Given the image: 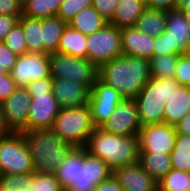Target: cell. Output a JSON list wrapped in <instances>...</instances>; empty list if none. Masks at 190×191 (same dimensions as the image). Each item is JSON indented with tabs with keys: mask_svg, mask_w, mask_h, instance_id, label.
I'll use <instances>...</instances> for the list:
<instances>
[{
	"mask_svg": "<svg viewBox=\"0 0 190 191\" xmlns=\"http://www.w3.org/2000/svg\"><path fill=\"white\" fill-rule=\"evenodd\" d=\"M170 156L172 169L190 172V136L177 134Z\"/></svg>",
	"mask_w": 190,
	"mask_h": 191,
	"instance_id": "obj_29",
	"label": "cell"
},
{
	"mask_svg": "<svg viewBox=\"0 0 190 191\" xmlns=\"http://www.w3.org/2000/svg\"><path fill=\"white\" fill-rule=\"evenodd\" d=\"M96 127L92 121L89 104L60 109L52 130L73 147H84Z\"/></svg>",
	"mask_w": 190,
	"mask_h": 191,
	"instance_id": "obj_6",
	"label": "cell"
},
{
	"mask_svg": "<svg viewBox=\"0 0 190 191\" xmlns=\"http://www.w3.org/2000/svg\"><path fill=\"white\" fill-rule=\"evenodd\" d=\"M17 87L9 72L0 75V103L6 100Z\"/></svg>",
	"mask_w": 190,
	"mask_h": 191,
	"instance_id": "obj_41",
	"label": "cell"
},
{
	"mask_svg": "<svg viewBox=\"0 0 190 191\" xmlns=\"http://www.w3.org/2000/svg\"><path fill=\"white\" fill-rule=\"evenodd\" d=\"M11 133L12 131L9 129V127L6 124L4 113L0 103V137L9 135Z\"/></svg>",
	"mask_w": 190,
	"mask_h": 191,
	"instance_id": "obj_47",
	"label": "cell"
},
{
	"mask_svg": "<svg viewBox=\"0 0 190 191\" xmlns=\"http://www.w3.org/2000/svg\"><path fill=\"white\" fill-rule=\"evenodd\" d=\"M141 127L136 101L128 98L119 102L113 114L101 126L116 135H138Z\"/></svg>",
	"mask_w": 190,
	"mask_h": 191,
	"instance_id": "obj_14",
	"label": "cell"
},
{
	"mask_svg": "<svg viewBox=\"0 0 190 191\" xmlns=\"http://www.w3.org/2000/svg\"><path fill=\"white\" fill-rule=\"evenodd\" d=\"M18 23L23 29L27 52L43 53L42 19L22 15Z\"/></svg>",
	"mask_w": 190,
	"mask_h": 191,
	"instance_id": "obj_27",
	"label": "cell"
},
{
	"mask_svg": "<svg viewBox=\"0 0 190 191\" xmlns=\"http://www.w3.org/2000/svg\"><path fill=\"white\" fill-rule=\"evenodd\" d=\"M107 24L108 22L91 6L78 12L67 25L87 36L97 32Z\"/></svg>",
	"mask_w": 190,
	"mask_h": 191,
	"instance_id": "obj_24",
	"label": "cell"
},
{
	"mask_svg": "<svg viewBox=\"0 0 190 191\" xmlns=\"http://www.w3.org/2000/svg\"><path fill=\"white\" fill-rule=\"evenodd\" d=\"M31 96L30 110L26 132L38 129H52L60 106L53 91L48 94H29Z\"/></svg>",
	"mask_w": 190,
	"mask_h": 191,
	"instance_id": "obj_13",
	"label": "cell"
},
{
	"mask_svg": "<svg viewBox=\"0 0 190 191\" xmlns=\"http://www.w3.org/2000/svg\"><path fill=\"white\" fill-rule=\"evenodd\" d=\"M84 149L106 162L112 171L139 162L138 135H116L96 127Z\"/></svg>",
	"mask_w": 190,
	"mask_h": 191,
	"instance_id": "obj_3",
	"label": "cell"
},
{
	"mask_svg": "<svg viewBox=\"0 0 190 191\" xmlns=\"http://www.w3.org/2000/svg\"><path fill=\"white\" fill-rule=\"evenodd\" d=\"M18 55L13 53L4 42H0V75L10 73Z\"/></svg>",
	"mask_w": 190,
	"mask_h": 191,
	"instance_id": "obj_37",
	"label": "cell"
},
{
	"mask_svg": "<svg viewBox=\"0 0 190 191\" xmlns=\"http://www.w3.org/2000/svg\"><path fill=\"white\" fill-rule=\"evenodd\" d=\"M33 159L23 132L0 137V176L34 173Z\"/></svg>",
	"mask_w": 190,
	"mask_h": 191,
	"instance_id": "obj_7",
	"label": "cell"
},
{
	"mask_svg": "<svg viewBox=\"0 0 190 191\" xmlns=\"http://www.w3.org/2000/svg\"><path fill=\"white\" fill-rule=\"evenodd\" d=\"M139 163L157 182L172 169L171 156L164 152H139Z\"/></svg>",
	"mask_w": 190,
	"mask_h": 191,
	"instance_id": "obj_22",
	"label": "cell"
},
{
	"mask_svg": "<svg viewBox=\"0 0 190 191\" xmlns=\"http://www.w3.org/2000/svg\"><path fill=\"white\" fill-rule=\"evenodd\" d=\"M150 78L149 59L142 57L122 54L98 67V79L123 98L134 99Z\"/></svg>",
	"mask_w": 190,
	"mask_h": 191,
	"instance_id": "obj_2",
	"label": "cell"
},
{
	"mask_svg": "<svg viewBox=\"0 0 190 191\" xmlns=\"http://www.w3.org/2000/svg\"><path fill=\"white\" fill-rule=\"evenodd\" d=\"M190 113V87L173 88L164 105L163 123L176 126Z\"/></svg>",
	"mask_w": 190,
	"mask_h": 191,
	"instance_id": "obj_20",
	"label": "cell"
},
{
	"mask_svg": "<svg viewBox=\"0 0 190 191\" xmlns=\"http://www.w3.org/2000/svg\"><path fill=\"white\" fill-rule=\"evenodd\" d=\"M146 8L145 0H120L109 23L119 28L135 26Z\"/></svg>",
	"mask_w": 190,
	"mask_h": 191,
	"instance_id": "obj_21",
	"label": "cell"
},
{
	"mask_svg": "<svg viewBox=\"0 0 190 191\" xmlns=\"http://www.w3.org/2000/svg\"><path fill=\"white\" fill-rule=\"evenodd\" d=\"M30 104L28 90L20 86L1 103L6 124L12 132H26Z\"/></svg>",
	"mask_w": 190,
	"mask_h": 191,
	"instance_id": "obj_15",
	"label": "cell"
},
{
	"mask_svg": "<svg viewBox=\"0 0 190 191\" xmlns=\"http://www.w3.org/2000/svg\"><path fill=\"white\" fill-rule=\"evenodd\" d=\"M153 56L174 55V50H169L168 37L165 32L154 39Z\"/></svg>",
	"mask_w": 190,
	"mask_h": 191,
	"instance_id": "obj_42",
	"label": "cell"
},
{
	"mask_svg": "<svg viewBox=\"0 0 190 191\" xmlns=\"http://www.w3.org/2000/svg\"><path fill=\"white\" fill-rule=\"evenodd\" d=\"M177 137L176 127L161 123L141 127L139 138L140 152L170 154L175 146Z\"/></svg>",
	"mask_w": 190,
	"mask_h": 191,
	"instance_id": "obj_12",
	"label": "cell"
},
{
	"mask_svg": "<svg viewBox=\"0 0 190 191\" xmlns=\"http://www.w3.org/2000/svg\"><path fill=\"white\" fill-rule=\"evenodd\" d=\"M187 54H190V42H189V46H188V49H187Z\"/></svg>",
	"mask_w": 190,
	"mask_h": 191,
	"instance_id": "obj_51",
	"label": "cell"
},
{
	"mask_svg": "<svg viewBox=\"0 0 190 191\" xmlns=\"http://www.w3.org/2000/svg\"><path fill=\"white\" fill-rule=\"evenodd\" d=\"M62 2L63 0H29L23 5V15L36 19L55 17Z\"/></svg>",
	"mask_w": 190,
	"mask_h": 191,
	"instance_id": "obj_28",
	"label": "cell"
},
{
	"mask_svg": "<svg viewBox=\"0 0 190 191\" xmlns=\"http://www.w3.org/2000/svg\"><path fill=\"white\" fill-rule=\"evenodd\" d=\"M123 99V96L114 87L97 79L91 87L89 99L94 126L101 127Z\"/></svg>",
	"mask_w": 190,
	"mask_h": 191,
	"instance_id": "obj_11",
	"label": "cell"
},
{
	"mask_svg": "<svg viewBox=\"0 0 190 191\" xmlns=\"http://www.w3.org/2000/svg\"><path fill=\"white\" fill-rule=\"evenodd\" d=\"M148 8L169 11L176 8V0H145Z\"/></svg>",
	"mask_w": 190,
	"mask_h": 191,
	"instance_id": "obj_45",
	"label": "cell"
},
{
	"mask_svg": "<svg viewBox=\"0 0 190 191\" xmlns=\"http://www.w3.org/2000/svg\"><path fill=\"white\" fill-rule=\"evenodd\" d=\"M91 6H93V0H63L57 17L68 24L78 12Z\"/></svg>",
	"mask_w": 190,
	"mask_h": 191,
	"instance_id": "obj_33",
	"label": "cell"
},
{
	"mask_svg": "<svg viewBox=\"0 0 190 191\" xmlns=\"http://www.w3.org/2000/svg\"><path fill=\"white\" fill-rule=\"evenodd\" d=\"M177 55L153 56L149 60L150 76L154 78L174 77Z\"/></svg>",
	"mask_w": 190,
	"mask_h": 191,
	"instance_id": "obj_31",
	"label": "cell"
},
{
	"mask_svg": "<svg viewBox=\"0 0 190 191\" xmlns=\"http://www.w3.org/2000/svg\"><path fill=\"white\" fill-rule=\"evenodd\" d=\"M0 188L4 191H31L30 174L1 175Z\"/></svg>",
	"mask_w": 190,
	"mask_h": 191,
	"instance_id": "obj_34",
	"label": "cell"
},
{
	"mask_svg": "<svg viewBox=\"0 0 190 191\" xmlns=\"http://www.w3.org/2000/svg\"><path fill=\"white\" fill-rule=\"evenodd\" d=\"M154 39L135 26L123 27L121 28L122 54L150 60L153 57Z\"/></svg>",
	"mask_w": 190,
	"mask_h": 191,
	"instance_id": "obj_19",
	"label": "cell"
},
{
	"mask_svg": "<svg viewBox=\"0 0 190 191\" xmlns=\"http://www.w3.org/2000/svg\"><path fill=\"white\" fill-rule=\"evenodd\" d=\"M52 78L71 79L93 86L98 79V67L88 58L54 52L49 54Z\"/></svg>",
	"mask_w": 190,
	"mask_h": 191,
	"instance_id": "obj_8",
	"label": "cell"
},
{
	"mask_svg": "<svg viewBox=\"0 0 190 191\" xmlns=\"http://www.w3.org/2000/svg\"><path fill=\"white\" fill-rule=\"evenodd\" d=\"M92 191H124L118 180L112 174L108 179L99 183Z\"/></svg>",
	"mask_w": 190,
	"mask_h": 191,
	"instance_id": "obj_44",
	"label": "cell"
},
{
	"mask_svg": "<svg viewBox=\"0 0 190 191\" xmlns=\"http://www.w3.org/2000/svg\"><path fill=\"white\" fill-rule=\"evenodd\" d=\"M189 0H176V8L180 9L182 6L188 3Z\"/></svg>",
	"mask_w": 190,
	"mask_h": 191,
	"instance_id": "obj_49",
	"label": "cell"
},
{
	"mask_svg": "<svg viewBox=\"0 0 190 191\" xmlns=\"http://www.w3.org/2000/svg\"><path fill=\"white\" fill-rule=\"evenodd\" d=\"M31 191H62L63 188L55 174L34 172L30 174Z\"/></svg>",
	"mask_w": 190,
	"mask_h": 191,
	"instance_id": "obj_32",
	"label": "cell"
},
{
	"mask_svg": "<svg viewBox=\"0 0 190 191\" xmlns=\"http://www.w3.org/2000/svg\"><path fill=\"white\" fill-rule=\"evenodd\" d=\"M174 79L179 83V85L190 87V55H177Z\"/></svg>",
	"mask_w": 190,
	"mask_h": 191,
	"instance_id": "obj_36",
	"label": "cell"
},
{
	"mask_svg": "<svg viewBox=\"0 0 190 191\" xmlns=\"http://www.w3.org/2000/svg\"><path fill=\"white\" fill-rule=\"evenodd\" d=\"M0 15L22 17L23 5L19 0H0Z\"/></svg>",
	"mask_w": 190,
	"mask_h": 191,
	"instance_id": "obj_39",
	"label": "cell"
},
{
	"mask_svg": "<svg viewBox=\"0 0 190 191\" xmlns=\"http://www.w3.org/2000/svg\"><path fill=\"white\" fill-rule=\"evenodd\" d=\"M67 23L59 17L42 19L43 53L57 52L60 38Z\"/></svg>",
	"mask_w": 190,
	"mask_h": 191,
	"instance_id": "obj_26",
	"label": "cell"
},
{
	"mask_svg": "<svg viewBox=\"0 0 190 191\" xmlns=\"http://www.w3.org/2000/svg\"><path fill=\"white\" fill-rule=\"evenodd\" d=\"M157 185V191H190V172L171 169Z\"/></svg>",
	"mask_w": 190,
	"mask_h": 191,
	"instance_id": "obj_30",
	"label": "cell"
},
{
	"mask_svg": "<svg viewBox=\"0 0 190 191\" xmlns=\"http://www.w3.org/2000/svg\"><path fill=\"white\" fill-rule=\"evenodd\" d=\"M119 2L120 0H93V7L109 23Z\"/></svg>",
	"mask_w": 190,
	"mask_h": 191,
	"instance_id": "obj_38",
	"label": "cell"
},
{
	"mask_svg": "<svg viewBox=\"0 0 190 191\" xmlns=\"http://www.w3.org/2000/svg\"><path fill=\"white\" fill-rule=\"evenodd\" d=\"M87 58L97 67L122 55L121 28L108 23L97 32L87 35Z\"/></svg>",
	"mask_w": 190,
	"mask_h": 191,
	"instance_id": "obj_9",
	"label": "cell"
},
{
	"mask_svg": "<svg viewBox=\"0 0 190 191\" xmlns=\"http://www.w3.org/2000/svg\"><path fill=\"white\" fill-rule=\"evenodd\" d=\"M3 42L18 56L27 53V44L24 38L23 29L19 23L9 32Z\"/></svg>",
	"mask_w": 190,
	"mask_h": 191,
	"instance_id": "obj_35",
	"label": "cell"
},
{
	"mask_svg": "<svg viewBox=\"0 0 190 191\" xmlns=\"http://www.w3.org/2000/svg\"><path fill=\"white\" fill-rule=\"evenodd\" d=\"M53 94L61 109L89 104L91 86L71 79L53 78Z\"/></svg>",
	"mask_w": 190,
	"mask_h": 191,
	"instance_id": "obj_17",
	"label": "cell"
},
{
	"mask_svg": "<svg viewBox=\"0 0 190 191\" xmlns=\"http://www.w3.org/2000/svg\"><path fill=\"white\" fill-rule=\"evenodd\" d=\"M169 50H174V55L187 54L190 42V22L180 9L166 12V29Z\"/></svg>",
	"mask_w": 190,
	"mask_h": 191,
	"instance_id": "obj_16",
	"label": "cell"
},
{
	"mask_svg": "<svg viewBox=\"0 0 190 191\" xmlns=\"http://www.w3.org/2000/svg\"><path fill=\"white\" fill-rule=\"evenodd\" d=\"M113 174L106 162L90 155L84 147H74L55 173L63 189L92 191Z\"/></svg>",
	"mask_w": 190,
	"mask_h": 191,
	"instance_id": "obj_1",
	"label": "cell"
},
{
	"mask_svg": "<svg viewBox=\"0 0 190 191\" xmlns=\"http://www.w3.org/2000/svg\"><path fill=\"white\" fill-rule=\"evenodd\" d=\"M175 127L177 134L190 136V113H188Z\"/></svg>",
	"mask_w": 190,
	"mask_h": 191,
	"instance_id": "obj_46",
	"label": "cell"
},
{
	"mask_svg": "<svg viewBox=\"0 0 190 191\" xmlns=\"http://www.w3.org/2000/svg\"><path fill=\"white\" fill-rule=\"evenodd\" d=\"M178 86L179 83L174 77L150 78L139 94L134 98L142 127L163 123L166 100L171 95L173 88H178Z\"/></svg>",
	"mask_w": 190,
	"mask_h": 191,
	"instance_id": "obj_5",
	"label": "cell"
},
{
	"mask_svg": "<svg viewBox=\"0 0 190 191\" xmlns=\"http://www.w3.org/2000/svg\"><path fill=\"white\" fill-rule=\"evenodd\" d=\"M21 17L0 15V42H3L9 32L17 25Z\"/></svg>",
	"mask_w": 190,
	"mask_h": 191,
	"instance_id": "obj_43",
	"label": "cell"
},
{
	"mask_svg": "<svg viewBox=\"0 0 190 191\" xmlns=\"http://www.w3.org/2000/svg\"><path fill=\"white\" fill-rule=\"evenodd\" d=\"M33 159L35 172L55 174L68 153L74 148L63 141L52 129L24 132Z\"/></svg>",
	"mask_w": 190,
	"mask_h": 191,
	"instance_id": "obj_4",
	"label": "cell"
},
{
	"mask_svg": "<svg viewBox=\"0 0 190 191\" xmlns=\"http://www.w3.org/2000/svg\"><path fill=\"white\" fill-rule=\"evenodd\" d=\"M165 10L146 8L138 18L135 27L151 37L159 36L166 29Z\"/></svg>",
	"mask_w": 190,
	"mask_h": 191,
	"instance_id": "obj_25",
	"label": "cell"
},
{
	"mask_svg": "<svg viewBox=\"0 0 190 191\" xmlns=\"http://www.w3.org/2000/svg\"><path fill=\"white\" fill-rule=\"evenodd\" d=\"M113 175L124 191H157L158 185L140 165L136 162L131 165L117 168Z\"/></svg>",
	"mask_w": 190,
	"mask_h": 191,
	"instance_id": "obj_18",
	"label": "cell"
},
{
	"mask_svg": "<svg viewBox=\"0 0 190 191\" xmlns=\"http://www.w3.org/2000/svg\"><path fill=\"white\" fill-rule=\"evenodd\" d=\"M87 36L67 25L60 38L57 52L73 57L87 58Z\"/></svg>",
	"mask_w": 190,
	"mask_h": 191,
	"instance_id": "obj_23",
	"label": "cell"
},
{
	"mask_svg": "<svg viewBox=\"0 0 190 191\" xmlns=\"http://www.w3.org/2000/svg\"><path fill=\"white\" fill-rule=\"evenodd\" d=\"M53 78H44L28 84L25 88L29 94H48L52 92Z\"/></svg>",
	"mask_w": 190,
	"mask_h": 191,
	"instance_id": "obj_40",
	"label": "cell"
},
{
	"mask_svg": "<svg viewBox=\"0 0 190 191\" xmlns=\"http://www.w3.org/2000/svg\"><path fill=\"white\" fill-rule=\"evenodd\" d=\"M22 5H25L29 0H19Z\"/></svg>",
	"mask_w": 190,
	"mask_h": 191,
	"instance_id": "obj_50",
	"label": "cell"
},
{
	"mask_svg": "<svg viewBox=\"0 0 190 191\" xmlns=\"http://www.w3.org/2000/svg\"><path fill=\"white\" fill-rule=\"evenodd\" d=\"M10 74L20 87H26L36 80L52 78L49 54L27 52L18 56Z\"/></svg>",
	"mask_w": 190,
	"mask_h": 191,
	"instance_id": "obj_10",
	"label": "cell"
},
{
	"mask_svg": "<svg viewBox=\"0 0 190 191\" xmlns=\"http://www.w3.org/2000/svg\"><path fill=\"white\" fill-rule=\"evenodd\" d=\"M180 10L183 12V14L185 15V17L188 19V21L190 22V0L188 1L187 4H185L184 6H182L180 8Z\"/></svg>",
	"mask_w": 190,
	"mask_h": 191,
	"instance_id": "obj_48",
	"label": "cell"
}]
</instances>
